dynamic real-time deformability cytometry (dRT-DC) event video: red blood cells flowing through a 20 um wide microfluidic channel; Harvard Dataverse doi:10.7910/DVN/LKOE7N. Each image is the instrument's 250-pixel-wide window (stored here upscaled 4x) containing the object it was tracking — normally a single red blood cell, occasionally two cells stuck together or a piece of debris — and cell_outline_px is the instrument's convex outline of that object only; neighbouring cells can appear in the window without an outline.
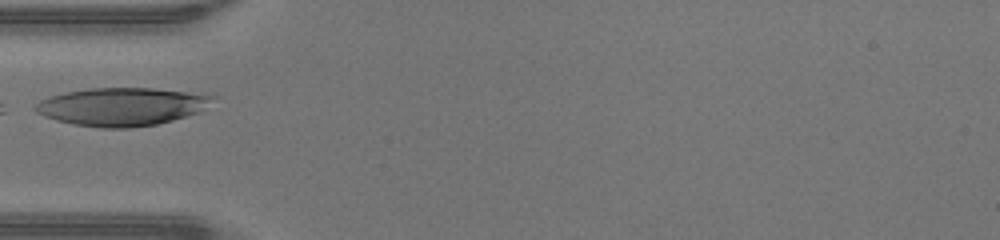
{"species": "human", "species_latin": "Homo sapiens", "temperature_condition": "warm", "stored_images_in_passage": 24, "camera_frame_rate_fps": 3000, "um_per_image_px": 0.085, "donor": {"sex": "male"}, "frame": {"image": 1, "passage_image": 1, "time_ms": 0.0, "image_size_px": [1000, 240], "cell_outline_px": [[216, 96], [200, 112], [172, 120], [156, 124], [128, 128], [100, 128], [72, 124], [56, 120], [44, 116], [36, 112], [32, 108], [40, 100], [48, 96], [64, 92], [88, 88], [152, 88]], "centroid_in_image_um": [10.27, 9.07], "position_along_channel_um": 74.7, "area_um2": 39.19}}
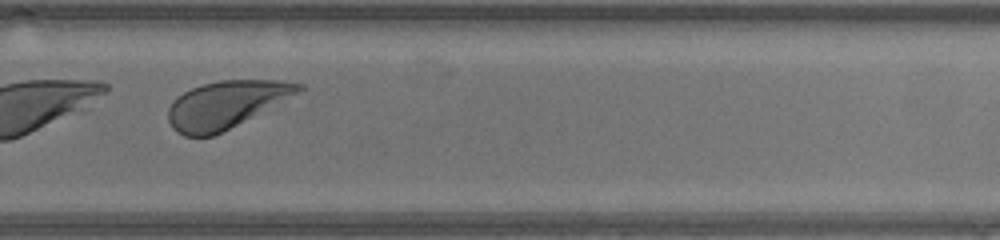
{"frame": {"image": 2, "passage_image": 17, "time_ms": 5.333, "image_size_px": [1000, 240], "cell_outline_px": [[304, 88], [236, 124], [212, 136], [184, 136], [176, 132], [172, 128], [168, 120], [168, 108], [172, 100], [184, 92], [192, 88], [204, 84], [220, 80], [280, 80], [304, 84]], "centroid_in_image_um": [19.1, 8.88], "position_along_channel_um": 310.7, "area_um2": 34.85}}